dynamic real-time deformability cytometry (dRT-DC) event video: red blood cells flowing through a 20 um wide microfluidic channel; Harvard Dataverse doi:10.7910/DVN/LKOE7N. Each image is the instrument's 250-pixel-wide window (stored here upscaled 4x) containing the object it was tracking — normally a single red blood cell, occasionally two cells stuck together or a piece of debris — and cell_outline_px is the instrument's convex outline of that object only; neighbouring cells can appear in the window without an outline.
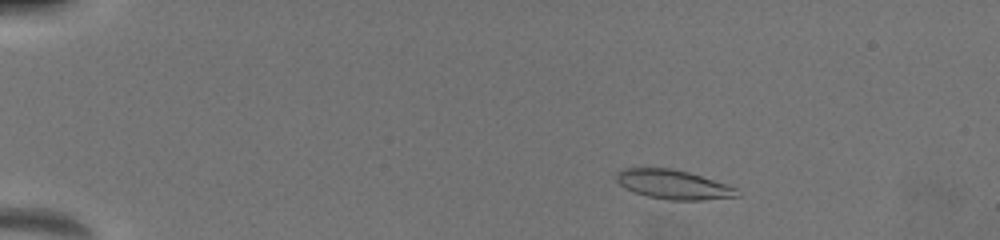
{"species": "common noctule bat (a hibernating species)", "species_latin": "Nyctalus noctula", "temperature_condition": "warm", "stored_images_in_passage": 70, "camera_frame_rate_fps": 3000, "um_per_image_px": 0.085, "animal": {"sex": "female", "body_mass_g": 19.5, "forearm_length_mm": 54.1}, "frame": {"image": 1, "passage_image": 8, "time_ms": 2.0, "image_size_px": [1000, 240], "cell_outline_px": [[740, 196], [700, 200], [668, 200], [648, 196], [636, 192], [620, 184], [616, 180], [616, 172], [624, 168], [672, 168], [688, 172], [736, 188]], "centroid_in_image_um": [57.21, 15.68], "position_along_channel_um": 27.8, "area_um2": 20.17}}
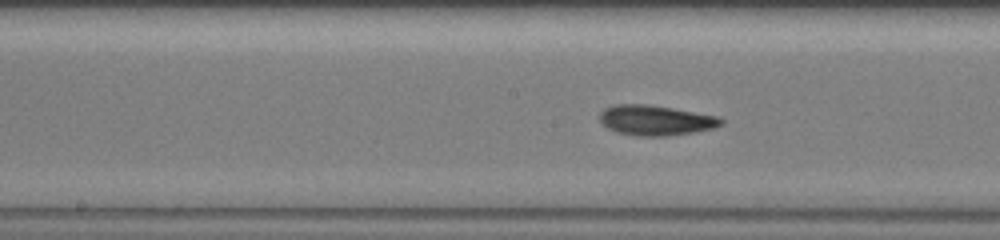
{"frame": {"image": 2, "passage_image": 34, "time_ms": 8.667, "image_size_px": [1000, 240], "cell_outline_px": [[724, 124], [712, 128], [696, 132], [668, 136], [636, 136], [616, 132], [608, 128], [600, 120], [600, 112], [604, 108], [616, 104], [648, 104], [672, 108], [716, 116], [724, 120]], "centroid_in_image_um": [55.72, 10.23], "position_along_channel_um": 192.5, "area_um2": 21.33}}
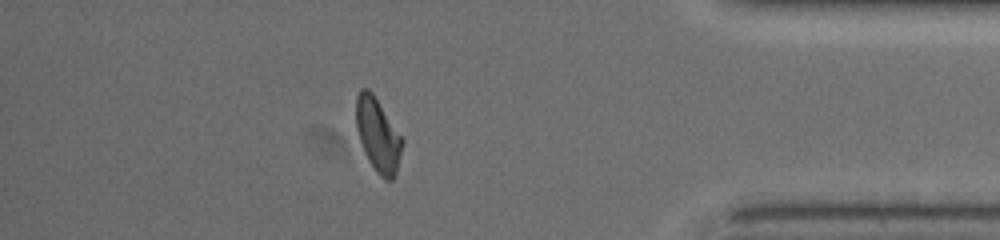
{"frame": {"image": 3, "passage_image": 58, "time_ms": 14.667, "image_size_px": [1000, 240], "cell_outline_px": [[404, 144], [396, 172], [392, 180], [384, 180], [376, 172], [368, 160], [364, 152], [356, 128], [356, 96], [360, 88], [368, 88], [372, 92], [404, 140]], "centroid_in_image_um": [32.12, 11.48], "position_along_channel_um": 403.1, "area_um2": 19.83}, "authors_computed_cell_mechanics": {"area_um2": 20.23, "velocity_mm_per_s": 3.9896, "shape_relaxation_time_tau1_ms": 4.5982, "shape_relaxation_time_tau2_ms": 2.5025, "deformation_change_tau1": 0.167, "deformation_change_tau2": 0.0918}}